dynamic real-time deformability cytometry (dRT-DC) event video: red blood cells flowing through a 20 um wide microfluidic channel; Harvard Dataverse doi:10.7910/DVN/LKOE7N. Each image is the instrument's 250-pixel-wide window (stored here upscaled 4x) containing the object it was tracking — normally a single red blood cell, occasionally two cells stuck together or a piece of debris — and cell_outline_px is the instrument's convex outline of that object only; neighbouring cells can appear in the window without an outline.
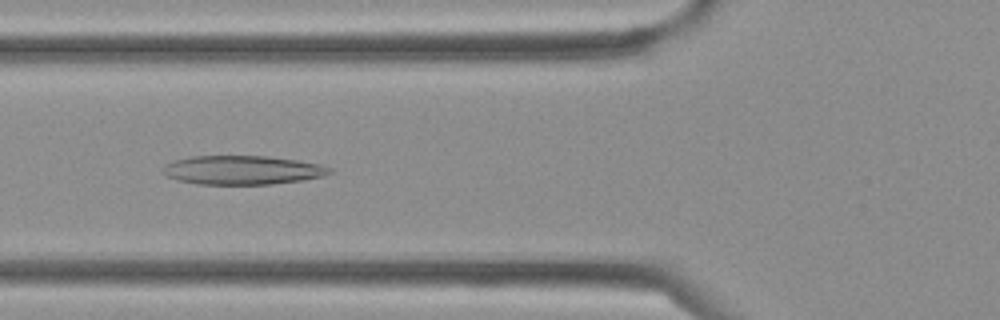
{"species": "Egyptian fruit bat (a non-hibernating species)", "species_latin": "Rousettus aegyptiacus", "temperature_condition": "cold", "stored_images_in_passage": 36, "camera_frame_rate_fps": 3000, "um_per_image_px": 0.085, "frame": {"image": 1, "passage_image": 13, "time_ms": 4.0, "image_size_px": [1000, 320], "cell_outline_px": [[332, 172], [324, 176], [304, 180], [272, 184], [196, 184], [164, 176], [160, 172], [164, 164], [172, 160], [192, 156], [268, 156], [296, 160], [320, 164], [332, 168]], "centroid_in_image_um": [20.56, 14.45], "position_along_channel_um": 105.2, "area_um2": 28.38}}
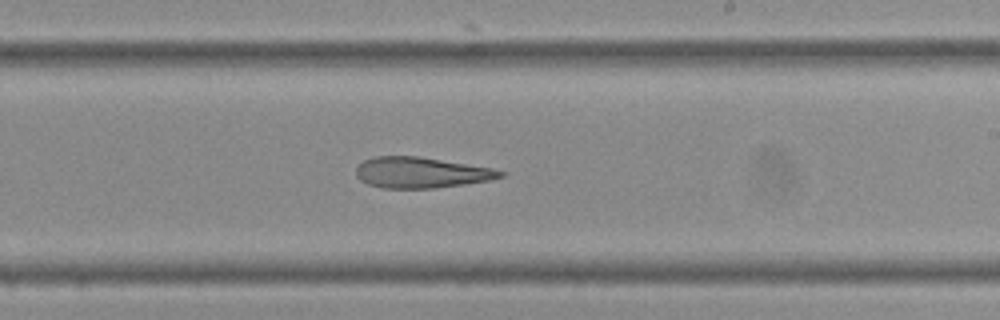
{"frame": {"image": 2, "passage_image": 21, "time_ms": 6.667, "image_size_px": [1000, 320], "cell_outline_px": [[508, 172], [504, 176], [492, 180], [464, 184], [432, 188], [384, 188], [368, 184], [360, 180], [356, 176], [356, 168], [364, 160], [376, 156], [416, 156], [492, 168]], "centroid_in_image_um": [35.81, 14.67], "position_along_channel_um": 253.2, "area_um2": 25.78}}
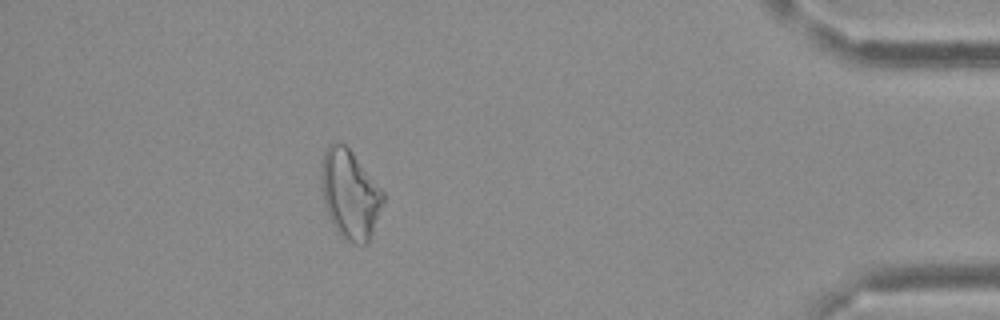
{"frame": {"image": 3, "passage_image": 32, "time_ms": 10.333, "image_size_px": [1000, 320], "cell_outline_px": [[384, 200], [368, 244], [352, 244], [344, 240], [340, 236], [332, 224], [328, 216], [324, 204], [320, 180], [320, 172], [324, 152], [328, 144], [344, 144], [352, 152], [384, 192]], "centroid_in_image_um": [29.72, 16.55], "position_along_channel_um": 405.5, "area_um2": 32.08}}